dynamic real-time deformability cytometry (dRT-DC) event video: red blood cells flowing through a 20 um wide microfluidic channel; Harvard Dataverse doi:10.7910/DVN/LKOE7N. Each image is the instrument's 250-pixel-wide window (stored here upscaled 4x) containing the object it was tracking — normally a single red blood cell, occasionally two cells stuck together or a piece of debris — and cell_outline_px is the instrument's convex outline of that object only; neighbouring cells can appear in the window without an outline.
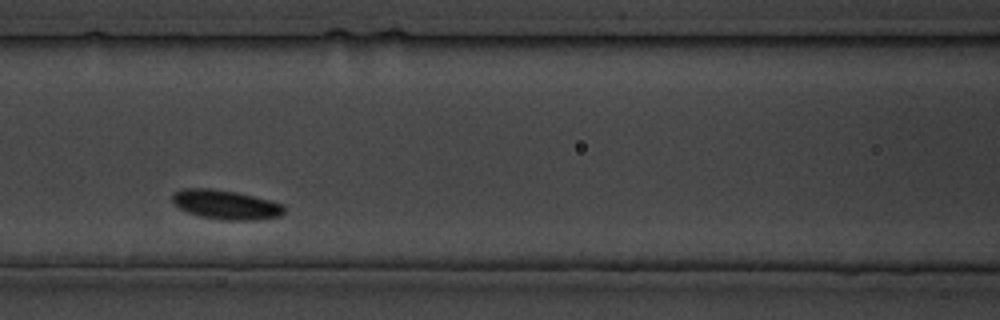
{"species": "common noctule bat (a hibernating species)", "species_latin": "Nyctalus noctula", "temperature_condition": "cold", "stored_images_in_passage": 13, "camera_frame_rate_fps": 3000, "um_per_image_px": 0.085, "animal": {"sex": "male", "body_mass_g": 19.5, "forearm_length_mm": 54.6}, "frame": {"image": 1, "passage_image": 6, "time_ms": 6.333, "image_size_px": [1000, 320], "cell_outline_px": [[284, 212], [280, 216], [256, 220], [224, 220], [200, 216], [188, 212], [172, 204], [172, 192], [184, 188], [212, 188], [236, 192], [284, 204]], "centroid_in_image_um": [19.16, 17.39], "position_along_channel_um": 147.4, "area_um2": 19.13}}
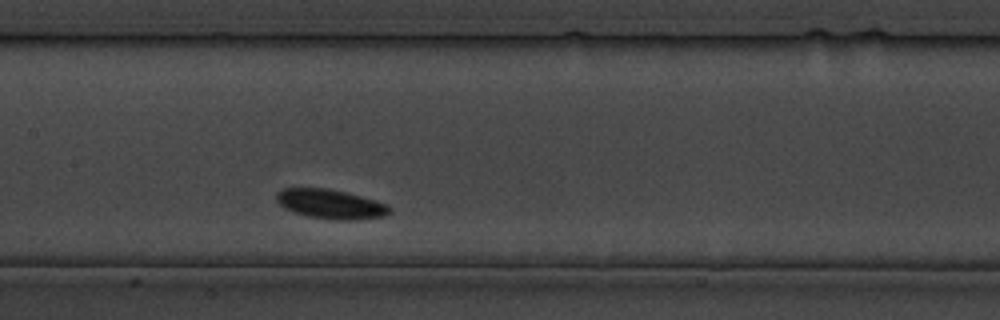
{"frame": {"image": 2, "passage_image": 8, "time_ms": 8.667, "image_size_px": [1000, 320], "cell_outline_px": [[392, 212], [384, 216], [360, 220], [332, 220], [308, 216], [284, 208], [276, 200], [276, 192], [284, 188], [328, 188], [360, 196], [388, 204], [392, 208]], "centroid_in_image_um": [28.13, 17.35], "position_along_channel_um": 179.3, "area_um2": 19.48}}
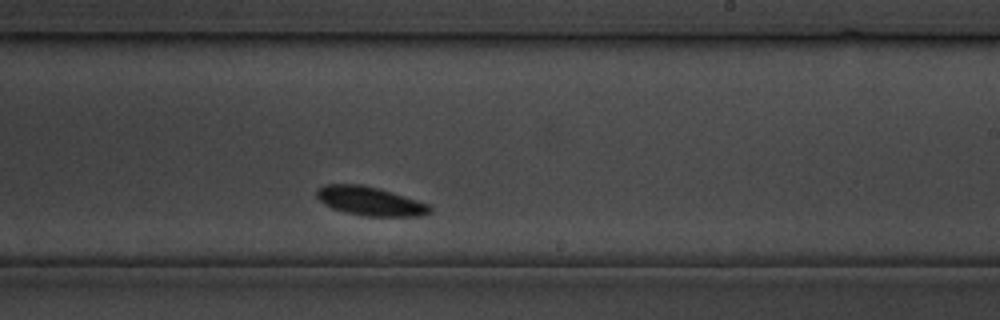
{"frame": {"image": 3, "passage_image": 13, "time_ms": 14.333, "image_size_px": [1000, 320], "cell_outline_px": [[432, 212], [424, 216], [364, 216], [332, 208], [324, 204], [316, 196], [316, 188], [324, 184], [360, 184], [380, 188], [432, 204]], "centroid_in_image_um": [31.51, 17.09], "position_along_channel_um": 257.5, "area_um2": 19.36}}